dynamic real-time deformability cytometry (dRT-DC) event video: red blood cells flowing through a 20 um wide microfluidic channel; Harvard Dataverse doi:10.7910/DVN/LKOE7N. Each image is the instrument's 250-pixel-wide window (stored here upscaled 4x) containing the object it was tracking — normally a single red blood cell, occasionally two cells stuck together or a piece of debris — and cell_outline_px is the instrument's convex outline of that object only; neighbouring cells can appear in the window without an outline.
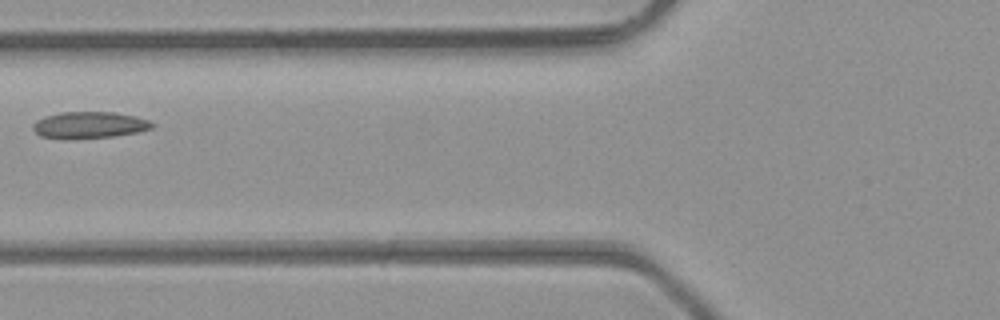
{"species": "common noctule bat (a hibernating species)", "species_latin": "Nyctalus noctula", "temperature_condition": "room temperature", "stored_images_in_passage": 2, "camera_frame_rate_fps": 3000, "um_per_image_px": 0.085, "animal": {"sex": "male", "body_mass_g": 23.1, "forearm_length_mm": 52.7}, "frame": {"image": 1, "passage_image": 2, "time_ms": 0.333, "image_size_px": [1000, 320], "cell_outline_px": [[156, 124], [152, 128], [136, 132], [112, 136], [40, 136], [32, 128], [32, 124], [36, 120], [44, 116], [60, 112], [112, 112], [136, 116], [148, 120]], "centroid_in_image_um": [7.63, 10.57], "position_along_channel_um": 118.2, "area_um2": 17.63}}